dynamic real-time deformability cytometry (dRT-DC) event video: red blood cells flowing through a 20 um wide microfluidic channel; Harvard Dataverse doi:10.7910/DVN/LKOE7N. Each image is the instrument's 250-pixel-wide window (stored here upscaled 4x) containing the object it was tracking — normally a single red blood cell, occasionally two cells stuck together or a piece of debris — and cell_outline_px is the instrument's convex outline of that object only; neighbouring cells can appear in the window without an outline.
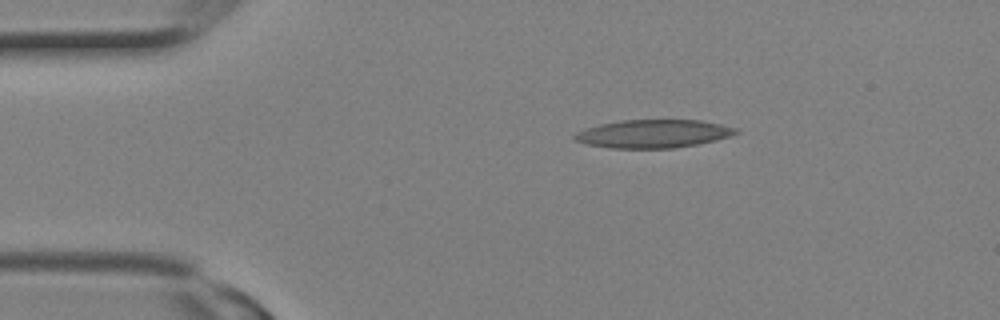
{"species": "Egyptian fruit bat (a non-hibernating species)", "species_latin": "Rousettus aegyptiacus", "temperature_condition": "room temperature", "stored_images_in_passage": 3, "camera_frame_rate_fps": 3000, "um_per_image_px": 0.085, "animal": {"sex": "female"}, "frame": {"image": 1, "passage_image": 3, "time_ms": 0.667, "image_size_px": [1000, 320], "cell_outline_px": [[740, 132], [716, 140], [696, 144], [672, 148], [612, 148], [588, 144], [572, 140], [572, 136], [576, 132], [600, 124], [620, 120], [700, 120], [740, 128]], "centroid_in_image_um": [55.53, 11.36], "position_along_channel_um": 29.5, "area_um2": 26.41}}